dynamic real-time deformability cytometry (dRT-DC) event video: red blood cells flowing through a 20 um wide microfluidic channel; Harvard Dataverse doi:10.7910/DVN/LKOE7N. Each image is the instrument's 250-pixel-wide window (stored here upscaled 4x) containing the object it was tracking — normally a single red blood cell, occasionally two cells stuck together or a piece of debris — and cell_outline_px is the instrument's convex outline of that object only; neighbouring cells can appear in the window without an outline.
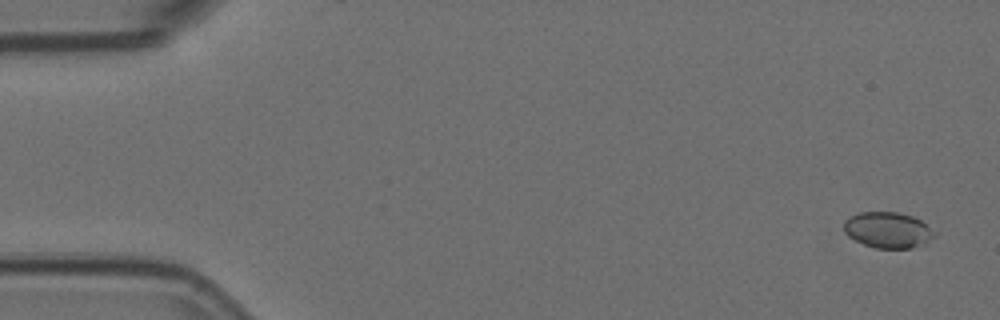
{"species": "Egyptian fruit bat (a non-hibernating species)", "species_latin": "Rousettus aegyptiacus", "temperature_condition": "room temperature", "stored_images_in_passage": 6, "camera_frame_rate_fps": 3000, "um_per_image_px": 0.085, "animal": {"sex": "female"}, "frame": {"image": 1, "passage_image": 1, "time_ms": 0.0, "image_size_px": [1000, 320], "cell_outline_px": [[936, 236], [924, 244], [912, 248], [876, 248], [864, 244], [848, 236], [844, 232], [844, 220], [860, 212], [896, 212], [912, 216], [920, 220], [936, 232]], "centroid_in_image_um": [75.48, 19.55], "position_along_channel_um": 9.5, "area_um2": 18.9}}
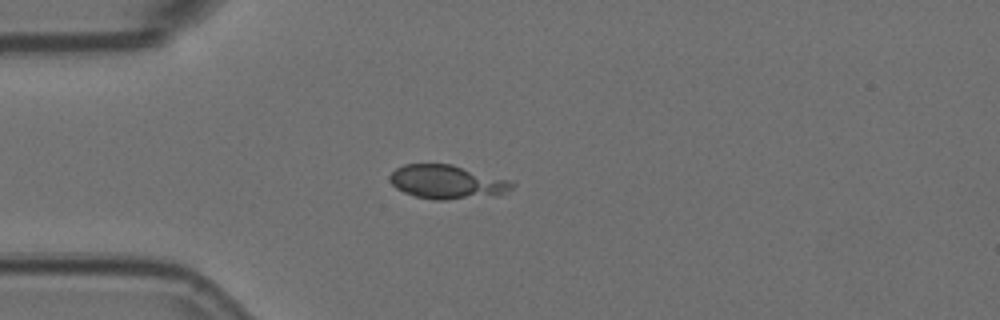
{"frame": {"image": 2, "passage_image": 4, "time_ms": 1.0, "image_size_px": [1000, 320], "cell_outline_px": [[516, 184], [512, 188], [496, 196], [444, 200], [432, 200], [416, 196], [404, 192], [396, 188], [392, 184], [388, 176], [396, 168], [404, 164], [452, 164], [516, 180]], "centroid_in_image_um": [38.08, 15.46], "position_along_channel_um": 46.9, "area_um2": 24.62}}